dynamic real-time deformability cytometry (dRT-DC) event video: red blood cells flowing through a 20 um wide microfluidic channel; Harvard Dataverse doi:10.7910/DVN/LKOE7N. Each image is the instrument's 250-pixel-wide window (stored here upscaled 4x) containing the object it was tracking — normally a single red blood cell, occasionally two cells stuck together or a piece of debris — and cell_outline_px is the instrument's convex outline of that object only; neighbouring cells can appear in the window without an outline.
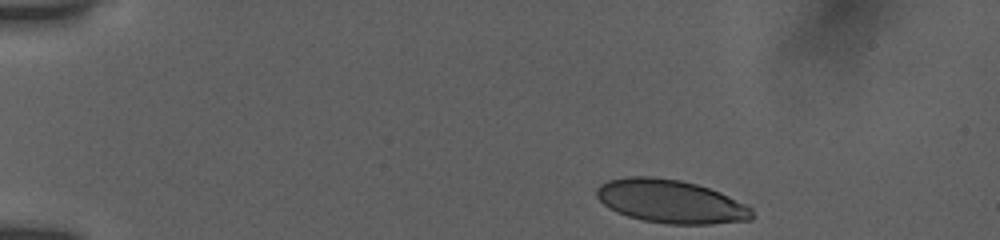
{"species": "human", "species_latin": "Homo sapiens", "temperature_condition": "room temperature", "stored_images_in_passage": 48, "camera_frame_rate_fps": 3000, "um_per_image_px": 0.085, "donor": {"sex": "female"}, "frame": {"image": 1, "passage_image": 1, "time_ms": 0.0, "image_size_px": [1000, 240], "cell_outline_px": [[756, 216], [752, 220], [712, 224], [668, 224], [644, 220], [628, 216], [616, 212], [608, 208], [596, 196], [596, 188], [600, 184], [608, 180], [628, 176], [652, 176], [680, 180], [696, 184], [720, 192], [752, 208]], "centroid_in_image_um": [57.01, 17.12], "position_along_channel_um": 28.0, "area_um2": 39.42}}
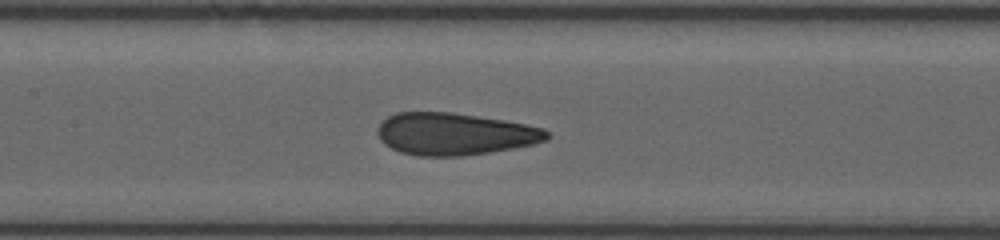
{"frame": {"image": 2, "passage_image": 20, "time_ms": 6.0, "image_size_px": [1000, 240], "cell_outline_px": [[552, 136], [548, 140], [536, 144], [488, 152], [460, 156], [416, 156], [400, 152], [384, 144], [380, 140], [376, 132], [380, 124], [388, 116], [396, 112], [452, 112], [504, 120], [544, 128]], "centroid_in_image_um": [38.65, 11.39], "position_along_channel_um": 168.7, "area_um2": 41.73}}
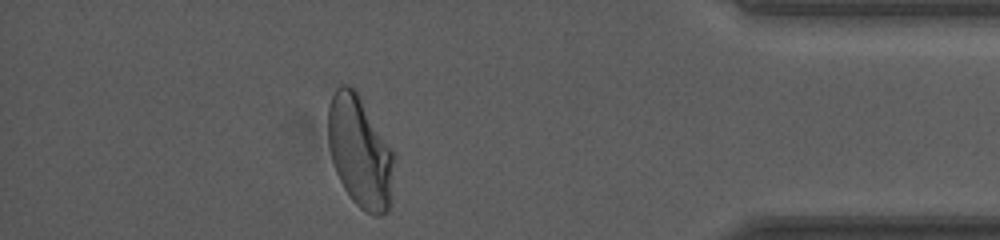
{"frame": {"image": 3, "passage_image": 42, "time_ms": 13.0, "image_size_px": [1000, 240], "cell_outline_px": [[396, 156], [388, 212], [380, 216], [372, 216], [364, 212], [352, 200], [344, 188], [336, 172], [332, 160], [328, 144], [328, 104], [336, 88], [340, 84], [348, 84], [356, 88], [396, 152]], "centroid_in_image_um": [30.62, 12.87], "position_along_channel_um": 404.6, "area_um2": 43.99}, "authors_computed_cell_mechanics": {"area_um2": 41.7894, "velocity_mm_per_s": 3.8574, "shape_relaxation_time_tau1_ms": 7.4709, "shape_relaxation_time_tau2_ms": null, "deformation_change_tau1": 0.2019, "deformation_change_tau2": null}}